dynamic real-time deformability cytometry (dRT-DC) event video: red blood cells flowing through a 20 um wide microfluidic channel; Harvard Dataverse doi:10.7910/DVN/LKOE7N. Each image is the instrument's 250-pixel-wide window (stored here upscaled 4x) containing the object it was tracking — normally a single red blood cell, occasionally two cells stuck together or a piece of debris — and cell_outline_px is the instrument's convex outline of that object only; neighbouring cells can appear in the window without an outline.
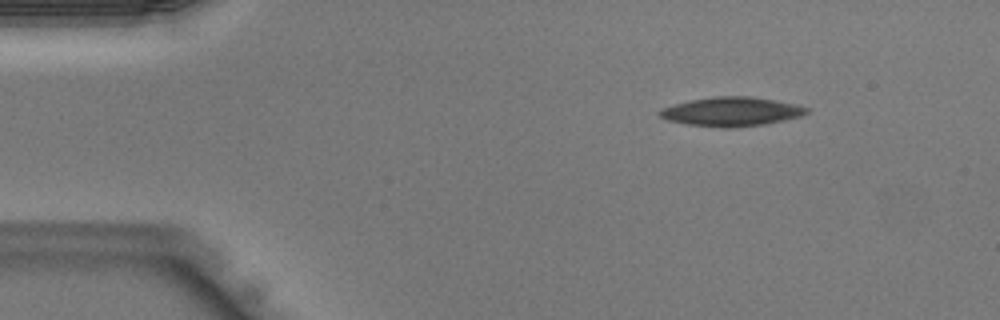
{"species": "Egyptian fruit bat (a non-hibernating species)", "species_latin": "Rousettus aegyptiacus", "temperature_condition": "warm", "stored_images_in_passage": 38, "camera_frame_rate_fps": 3000, "um_per_image_px": 0.085, "animal": {"sex": "male"}, "frame": {"image": 1, "passage_image": 1, "time_ms": 0.0, "image_size_px": [1000, 320], "cell_outline_px": [[808, 112], [800, 116], [784, 120], [764, 124], [736, 128], [720, 128], [688, 124], [668, 120], [660, 116], [656, 112], [660, 108], [688, 100], [716, 96], [752, 96], [796, 104], [808, 108]], "centroid_in_image_um": [62.14, 9.49], "position_along_channel_um": 22.9, "area_um2": 25.03}}
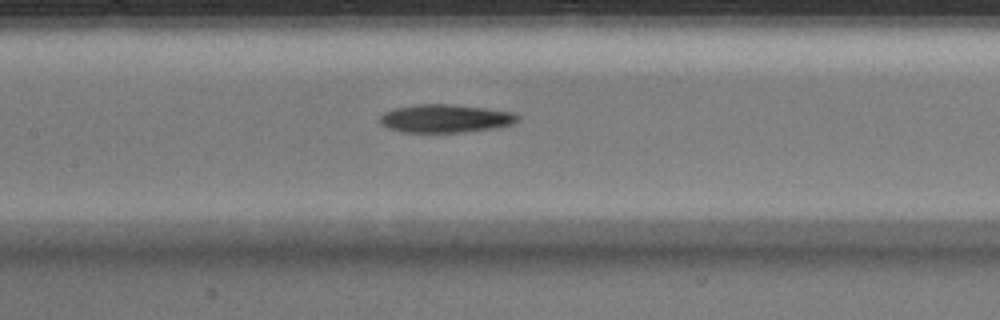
{"frame": {"image": 2, "passage_image": 15, "time_ms": 4.667, "image_size_px": [1000, 320], "cell_outline_px": [[520, 120], [516, 124], [500, 128], [464, 132], [400, 132], [388, 128], [380, 124], [380, 116], [384, 112], [392, 108], [416, 104], [456, 104], [512, 112], [520, 116]], "centroid_in_image_um": [37.89, 10.07], "position_along_channel_um": 169.5, "area_um2": 23.12}}
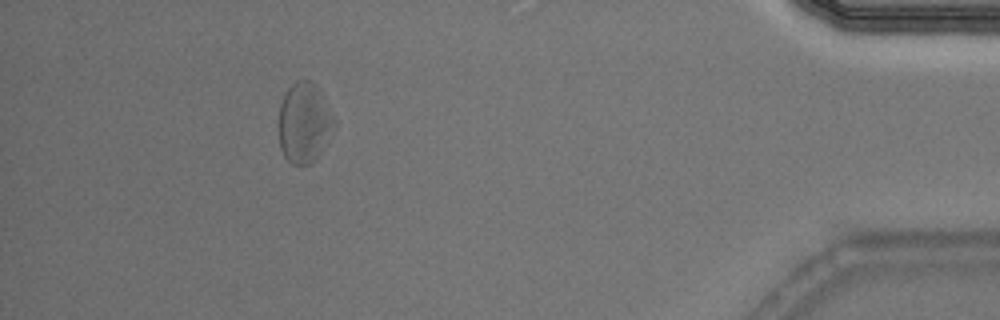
{"frame": {"image": 3, "passage_image": 34, "time_ms": 11.0, "image_size_px": [1000, 320], "cell_outline_px": [[336, 124], [316, 160], [308, 164], [292, 164], [284, 156], [280, 148], [276, 128], [276, 124], [280, 104], [288, 88], [296, 80], [308, 80], [316, 84], [324, 96], [336, 120]], "centroid_in_image_um": [25.83, 10.43], "position_along_channel_um": 409.4, "area_um2": 26.53}}